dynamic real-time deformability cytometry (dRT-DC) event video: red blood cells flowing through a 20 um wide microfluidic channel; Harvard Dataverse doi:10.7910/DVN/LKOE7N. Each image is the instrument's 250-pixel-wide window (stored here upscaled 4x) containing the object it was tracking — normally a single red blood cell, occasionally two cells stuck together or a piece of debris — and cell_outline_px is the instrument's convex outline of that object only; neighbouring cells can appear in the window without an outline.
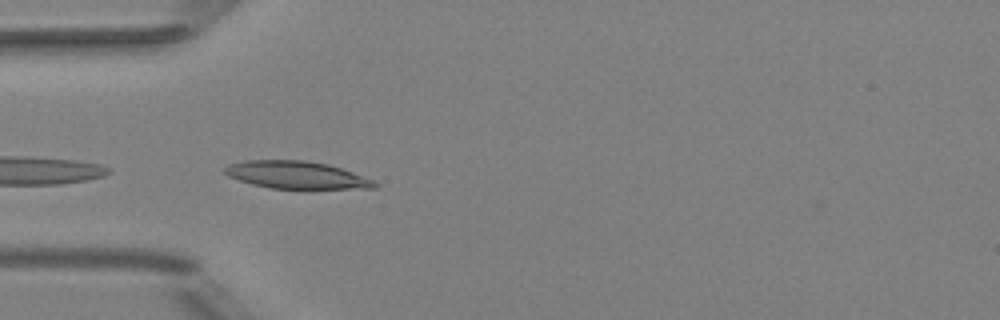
{"species": "Egyptian fruit bat (a non-hibernating species)", "species_latin": "Rousettus aegyptiacus", "temperature_condition": "room temperature", "stored_images_in_passage": 36, "camera_frame_rate_fps": 3000, "um_per_image_px": 0.085, "animal": {"sex": "female"}, "frame": {"image": 1, "passage_image": 1, "time_ms": 0.0, "image_size_px": [1000, 320], "cell_outline_px": [[380, 184], [376, 188], [272, 188], [252, 184], [228, 176], [224, 172], [224, 168], [228, 164], [244, 160], [304, 160], [328, 164], [352, 172], [372, 180]], "centroid_in_image_um": [25.17, 14.86], "position_along_channel_um": 59.8, "area_um2": 23.7}}
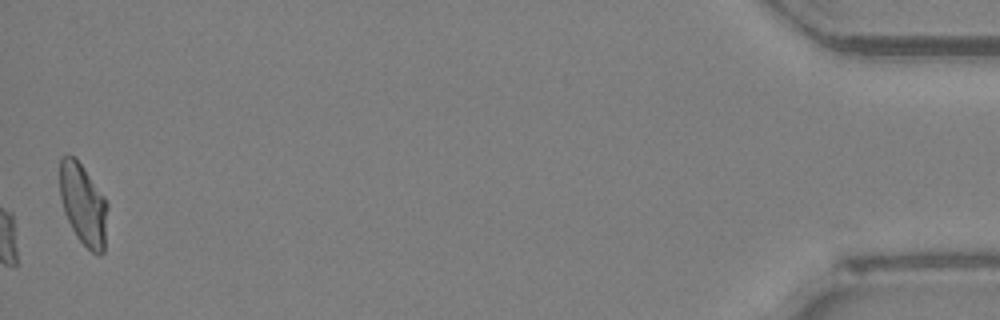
{"frame": {"image": 2, "passage_image": 36, "time_ms": 11.667, "image_size_px": [1000, 320], "cell_outline_px": [[108, 208], [104, 252], [100, 256], [96, 256], [76, 236], [64, 212], [60, 196], [60, 160], [68, 152], [80, 164], [104, 196], [108, 204]], "centroid_in_image_um": [7.09, 17.42], "position_along_channel_um": 428.1, "area_um2": 22.54}, "authors_computed_cell_mechanics": {"area_um2": 23.0911, "velocity_mm_per_s": 3.9873, "shape_relaxation_time_tau1_ms": null, "shape_relaxation_time_tau2_ms": 1.2623, "deformation_change_tau1": null, "deformation_change_tau2": 0.0649}}